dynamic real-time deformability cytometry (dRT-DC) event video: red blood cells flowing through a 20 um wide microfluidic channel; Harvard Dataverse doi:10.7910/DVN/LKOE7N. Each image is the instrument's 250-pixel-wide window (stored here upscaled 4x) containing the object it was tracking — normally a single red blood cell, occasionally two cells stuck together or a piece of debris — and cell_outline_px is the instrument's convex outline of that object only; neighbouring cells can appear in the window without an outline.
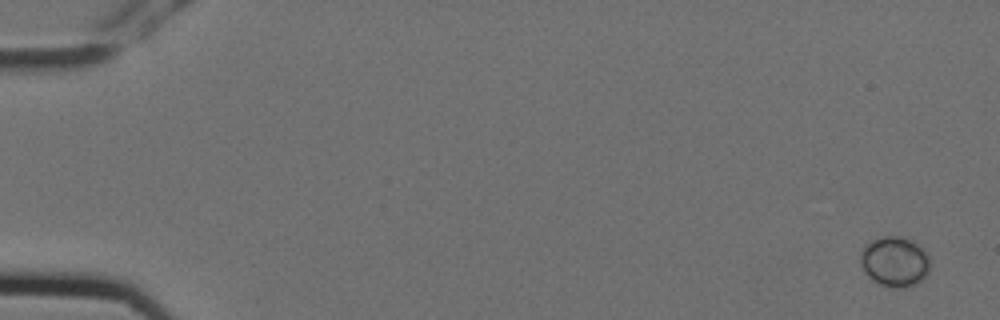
{"species": "Egyptian fruit bat (a non-hibernating species)", "species_latin": "Rousettus aegyptiacus", "temperature_condition": "cold", "stored_images_in_passage": 4, "camera_frame_rate_fps": 3000, "um_per_image_px": 0.085, "animal": {"sex": "female"}, "frame": {"image": 1, "passage_image": 1, "time_ms": 0.0, "image_size_px": [1000, 320], "cell_outline_px": [[928, 272], [916, 284], [880, 284], [872, 280], [864, 272], [860, 264], [860, 248], [868, 240], [880, 236], [900, 236], [916, 244], [928, 256]], "centroid_in_image_um": [75.94, 22.16], "position_along_channel_um": 9.1, "area_um2": 19.71}}